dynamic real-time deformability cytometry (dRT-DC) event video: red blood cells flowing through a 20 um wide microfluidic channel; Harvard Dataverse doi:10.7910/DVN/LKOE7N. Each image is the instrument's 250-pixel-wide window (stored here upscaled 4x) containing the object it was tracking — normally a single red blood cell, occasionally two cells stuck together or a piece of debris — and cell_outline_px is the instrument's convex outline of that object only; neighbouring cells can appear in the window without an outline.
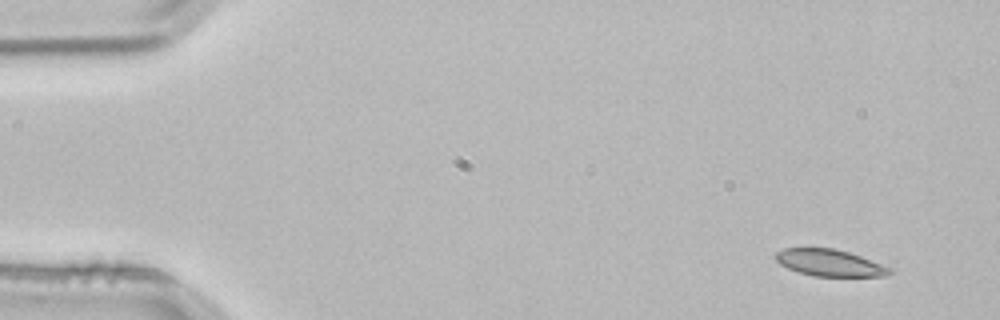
{"species": "common noctule bat (a hibernating species)", "species_latin": "Nyctalus noctula", "temperature_condition": "room temperature", "stored_images_in_passage": 3, "camera_frame_rate_fps": 3000, "um_per_image_px": 0.085, "animal": {"sex": "male", "body_mass_g": 21.5, "forearm_length_mm": 52.0}, "frame": {"image": 1, "passage_image": 1, "time_ms": 0.0, "image_size_px": [1000, 320], "cell_outline_px": [[892, 272], [884, 276], [812, 276], [788, 268], [780, 264], [772, 256], [776, 252], [784, 248], [832, 248], [848, 252], [860, 256], [892, 268]], "centroid_in_image_um": [70.48, 22.33], "position_along_channel_um": 14.5, "area_um2": 17.69}}
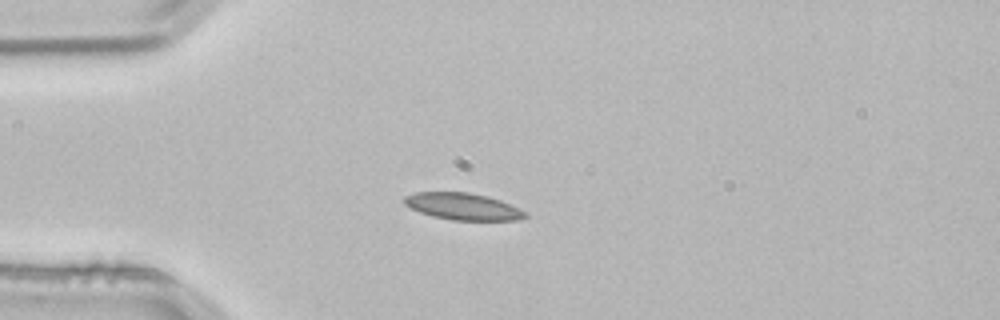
{"frame": {"image": 2, "passage_image": 3, "time_ms": 0.667, "image_size_px": [1000, 320], "cell_outline_px": [[528, 216], [520, 220], [452, 220], [432, 216], [420, 212], [404, 204], [404, 196], [416, 192], [468, 192], [488, 196], [500, 200], [520, 208], [528, 212]], "centroid_in_image_um": [39.39, 17.55], "position_along_channel_um": 45.6, "area_um2": 19.02}}